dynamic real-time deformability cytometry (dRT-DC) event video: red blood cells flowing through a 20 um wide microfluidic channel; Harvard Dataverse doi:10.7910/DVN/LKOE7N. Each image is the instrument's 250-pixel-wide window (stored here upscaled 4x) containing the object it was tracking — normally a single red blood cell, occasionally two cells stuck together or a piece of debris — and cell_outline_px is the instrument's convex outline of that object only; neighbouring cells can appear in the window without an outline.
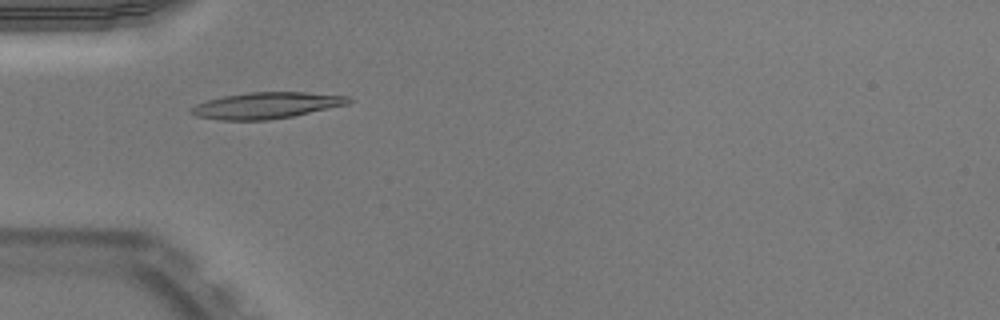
{"species": "Egyptian fruit bat (a non-hibernating species)", "species_latin": "Rousettus aegyptiacus", "temperature_condition": "warm", "stored_images_in_passage": 46, "camera_frame_rate_fps": 3000, "um_per_image_px": 0.085, "animal": {"sex": "male"}, "frame": {"image": 1, "passage_image": 11, "time_ms": 3.333, "image_size_px": [1000, 320], "cell_outline_px": [[352, 100], [348, 104], [292, 116], [268, 120], [220, 120], [196, 116], [188, 112], [196, 104], [208, 100], [224, 96], [248, 92], [304, 92], [348, 96]], "centroid_in_image_um": [22.62, 8.96], "position_along_channel_um": 62.4, "area_um2": 23.93}}
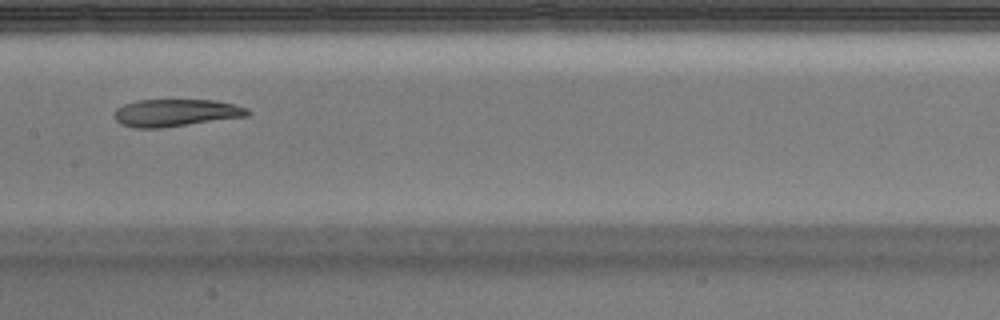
{"frame": {"image": 2, "passage_image": 21, "time_ms": 6.667, "image_size_px": [1000, 320], "cell_outline_px": [[252, 112], [248, 116], [164, 128], [136, 128], [120, 124], [112, 116], [116, 108], [124, 104], [136, 100], [216, 100], [248, 108]], "centroid_in_image_um": [14.92, 9.59], "position_along_channel_um": 192.5, "area_um2": 21.5}}
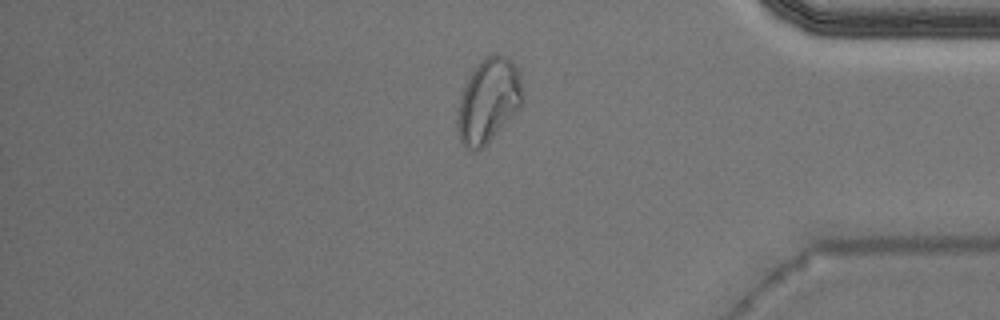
{"frame": {"image": 3, "passage_image": 38, "time_ms": 12.333, "image_size_px": [1000, 320], "cell_outline_px": [[524, 100], [520, 108], [476, 152], [468, 148], [460, 140], [456, 128], [456, 116], [460, 100], [464, 88], [472, 72], [480, 60], [484, 56], [492, 52], [496, 52], [508, 56], [512, 60], [516, 68], [524, 92]], "centroid_in_image_um": [41.52, 8.49], "position_along_channel_um": 393.7, "area_um2": 31.79}, "authors_computed_cell_mechanics": {"area_um2": 22.4553, "velocity_mm_per_s": 3.9554, "shape_relaxation_time_tau1_ms": null, "shape_relaxation_time_tau2_ms": 6.0423, "deformation_change_tau1": null, "deformation_change_tau2": 0.133}}